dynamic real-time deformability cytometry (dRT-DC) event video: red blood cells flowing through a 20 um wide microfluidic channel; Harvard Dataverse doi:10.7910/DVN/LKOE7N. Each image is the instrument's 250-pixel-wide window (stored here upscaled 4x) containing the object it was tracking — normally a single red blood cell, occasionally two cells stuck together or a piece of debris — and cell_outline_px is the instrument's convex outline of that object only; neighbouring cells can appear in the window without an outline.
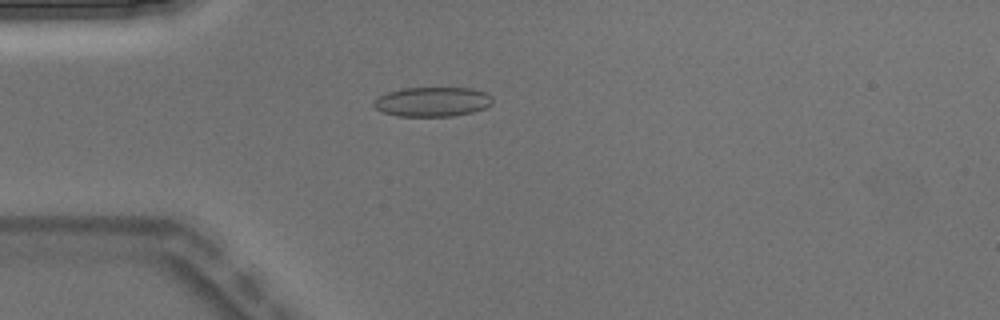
{"species": "Egyptian fruit bat (a non-hibernating species)", "species_latin": "Rousettus aegyptiacus", "temperature_condition": "warm", "stored_images_in_passage": 4, "camera_frame_rate_fps": 3000, "um_per_image_px": 0.085, "animal": {"sex": "male"}, "frame": {"image": 1, "passage_image": 4, "time_ms": 1.0, "image_size_px": [1000, 320], "cell_outline_px": [[492, 104], [484, 108], [472, 112], [452, 116], [396, 116], [384, 112], [376, 108], [372, 104], [380, 96], [388, 92], [404, 88], [472, 88], [484, 92], [492, 96]], "centroid_in_image_um": [36.78, 8.65], "position_along_channel_um": 48.2, "area_um2": 20.29}}